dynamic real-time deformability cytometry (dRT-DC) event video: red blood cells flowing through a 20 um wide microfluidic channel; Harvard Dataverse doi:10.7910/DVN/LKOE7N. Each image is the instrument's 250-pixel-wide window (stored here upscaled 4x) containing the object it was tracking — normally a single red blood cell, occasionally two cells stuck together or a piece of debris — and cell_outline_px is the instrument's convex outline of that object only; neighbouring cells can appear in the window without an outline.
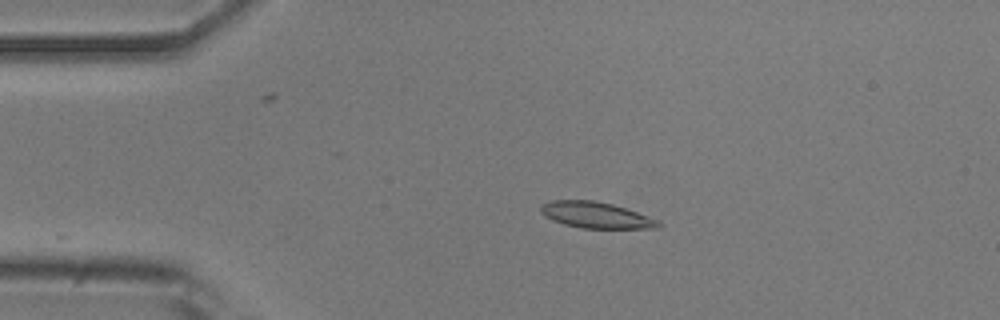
{"species": "common noctule bat (a hibernating species)", "species_latin": "Nyctalus noctula", "temperature_condition": "room temperature", "stored_images_in_passage": 19, "camera_frame_rate_fps": 3000, "um_per_image_px": 0.085, "animal": {"sex": "male", "body_mass_g": 20.5, "forearm_length_mm": 52.5}, "frame": {"image": 1, "passage_image": 1, "time_ms": 0.0, "image_size_px": [1000, 320], "cell_outline_px": [[664, 224], [660, 228], [580, 228], [564, 224], [552, 220], [544, 216], [540, 212], [540, 204], [548, 200], [592, 200], [612, 204], [660, 220]], "centroid_in_image_um": [50.64, 18.28], "position_along_channel_um": 34.4, "area_um2": 18.09}}
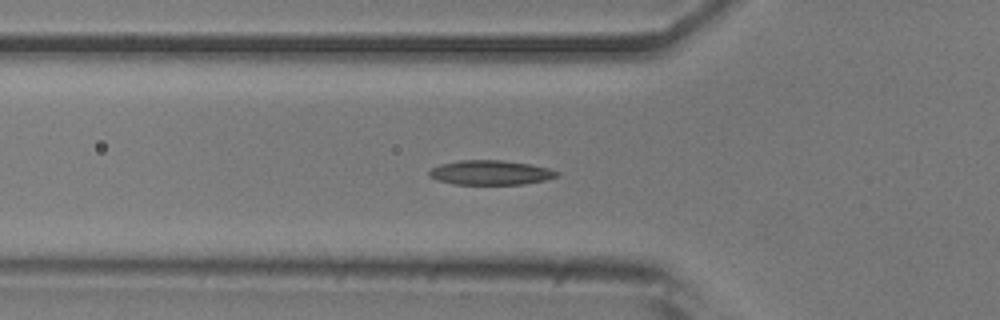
{"frame": {"image": 2, "passage_image": 8, "time_ms": 2.333, "image_size_px": [1000, 320], "cell_outline_px": [[560, 176], [544, 180], [524, 184], [456, 184], [436, 180], [428, 176], [428, 172], [432, 168], [440, 164], [460, 160], [504, 160], [532, 164], [548, 168], [560, 172]], "centroid_in_image_um": [41.71, 14.66], "position_along_channel_um": 84.1, "area_um2": 18.38}}
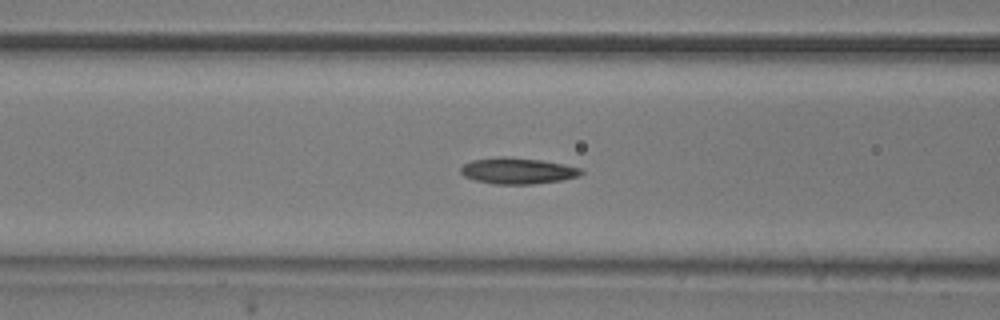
{"frame": {"image": 3, "passage_image": 11, "time_ms": 3.333, "image_size_px": [1000, 320], "cell_outline_px": [[584, 172], [580, 176], [560, 180], [532, 184], [492, 184], [476, 180], [464, 176], [460, 172], [460, 168], [464, 164], [472, 160], [496, 156], [508, 156], [540, 160], [564, 164], [580, 168]], "centroid_in_image_um": [43.98, 14.51], "position_along_channel_um": 122.6, "area_um2": 18.44}}